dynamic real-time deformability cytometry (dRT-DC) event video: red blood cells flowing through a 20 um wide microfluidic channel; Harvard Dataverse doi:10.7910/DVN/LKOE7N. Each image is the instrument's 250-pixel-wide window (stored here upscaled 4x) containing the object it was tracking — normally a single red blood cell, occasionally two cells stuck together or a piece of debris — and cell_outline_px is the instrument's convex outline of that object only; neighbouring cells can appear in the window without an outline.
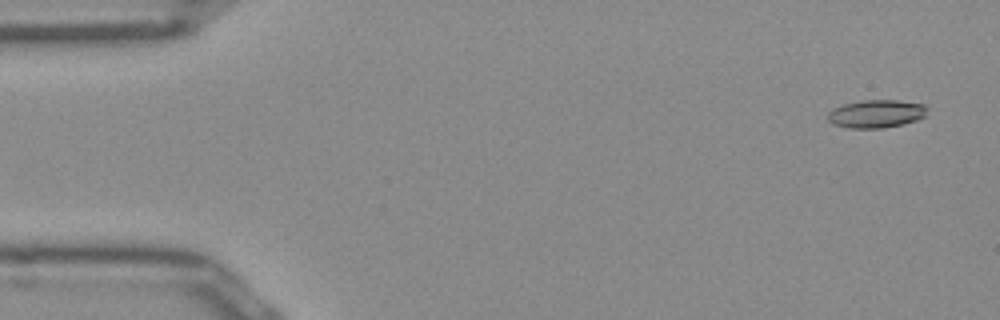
{"species": "Egyptian fruit bat (a non-hibernating species)", "species_latin": "Rousettus aegyptiacus", "temperature_condition": "room temperature", "stored_images_in_passage": 51, "camera_frame_rate_fps": 3000, "um_per_image_px": 0.085, "frame": {"image": 1, "passage_image": 3, "time_ms": 0.667, "image_size_px": [1000, 320], "cell_outline_px": [[928, 116], [904, 124], [884, 128], [848, 128], [832, 124], [828, 120], [828, 112], [832, 108], [844, 104], [860, 100], [896, 100], [924, 104], [928, 108]], "centroid_in_image_um": [74.5, 9.67], "position_along_channel_um": 10.5, "area_um2": 16.53}}
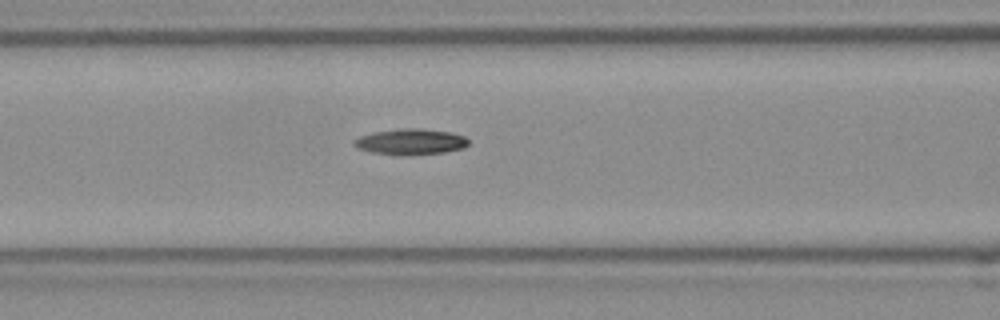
{"frame": {"image": 2, "passage_image": 21, "time_ms": 6.667, "image_size_px": [1000, 320], "cell_outline_px": [[468, 144], [464, 148], [444, 152], [396, 156], [372, 152], [356, 148], [352, 144], [352, 140], [360, 136], [372, 132], [396, 128], [420, 128], [452, 132], [464, 136], [468, 140]], "centroid_in_image_um": [34.85, 12.04], "position_along_channel_um": 131.7, "area_um2": 17.57}}
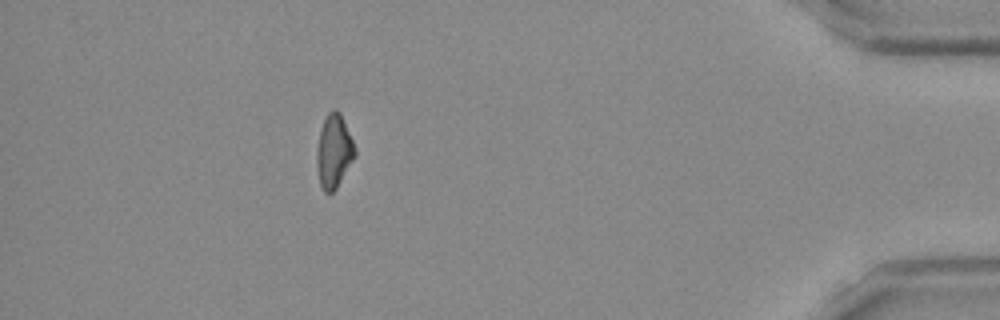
{"frame": {"image": 3, "passage_image": 46, "time_ms": 15.0, "image_size_px": [1000, 320], "cell_outline_px": [[356, 156], [336, 188], [332, 192], [324, 192], [320, 184], [316, 168], [316, 148], [320, 132], [324, 120], [328, 112], [332, 108], [336, 108], [340, 112], [356, 148]], "centroid_in_image_um": [28.38, 12.84], "position_along_channel_um": 406.8, "area_um2": 16.42}}